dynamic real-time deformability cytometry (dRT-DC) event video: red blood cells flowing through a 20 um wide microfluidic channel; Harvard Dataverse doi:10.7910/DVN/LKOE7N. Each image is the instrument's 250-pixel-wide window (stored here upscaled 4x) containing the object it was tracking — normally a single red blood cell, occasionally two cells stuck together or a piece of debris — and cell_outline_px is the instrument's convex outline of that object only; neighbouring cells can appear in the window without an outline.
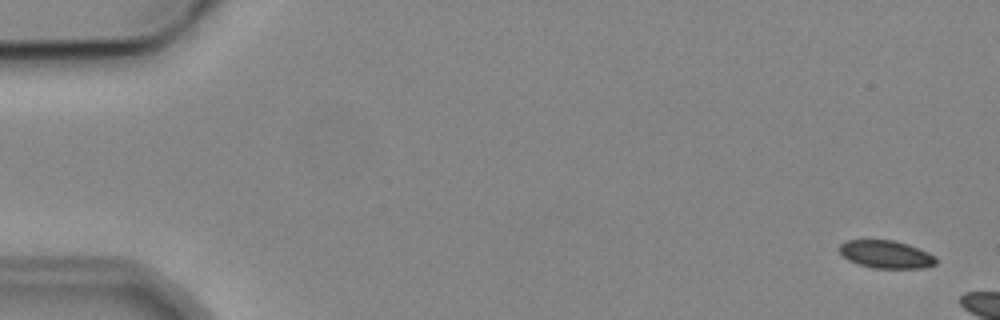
{"species": "common noctule bat (a hibernating species)", "species_latin": "Nyctalus noctula", "temperature_condition": "cold", "stored_images_in_passage": 3, "camera_frame_rate_fps": 3000, "um_per_image_px": 0.085, "animal": {"sex": "male", "body_mass_g": 19.2, "forearm_length_mm": 51.8}, "frame": {"image": 1, "passage_image": 1, "time_ms": 0.0, "image_size_px": [1000, 320], "cell_outline_px": [[936, 264], [924, 268], [872, 268], [848, 260], [836, 248], [844, 240], [892, 240], [908, 244], [928, 252], [936, 256]], "centroid_in_image_um": [75.3, 21.61], "position_along_channel_um": 9.7, "area_um2": 15.72}}